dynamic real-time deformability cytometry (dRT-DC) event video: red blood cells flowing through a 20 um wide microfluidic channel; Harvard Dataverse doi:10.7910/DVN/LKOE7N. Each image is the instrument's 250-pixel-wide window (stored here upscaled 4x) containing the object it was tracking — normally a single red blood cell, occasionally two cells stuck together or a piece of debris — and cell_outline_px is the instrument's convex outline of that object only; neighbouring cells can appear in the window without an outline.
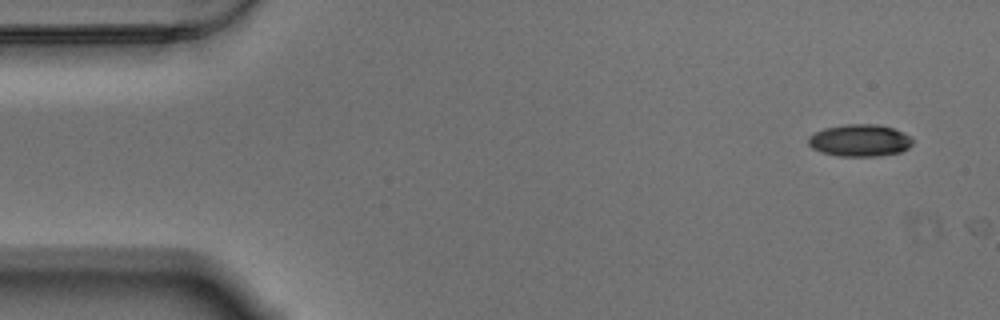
{"species": "Egyptian fruit bat (a non-hibernating species)", "species_latin": "Rousettus aegyptiacus", "temperature_condition": "warm", "stored_images_in_passage": 2, "camera_frame_rate_fps": 3000, "um_per_image_px": 0.085, "animal": {"sex": "male"}, "frame": {"image": 1, "passage_image": 1, "time_ms": 0.0, "image_size_px": [1000, 320], "cell_outline_px": [[912, 144], [908, 148], [900, 152], [880, 156], [836, 156], [820, 152], [812, 148], [808, 144], [808, 136], [824, 128], [844, 124], [876, 124], [892, 128], [904, 132], [912, 136]], "centroid_in_image_um": [73.08, 11.94], "position_along_channel_um": 11.9, "area_um2": 19.71}}